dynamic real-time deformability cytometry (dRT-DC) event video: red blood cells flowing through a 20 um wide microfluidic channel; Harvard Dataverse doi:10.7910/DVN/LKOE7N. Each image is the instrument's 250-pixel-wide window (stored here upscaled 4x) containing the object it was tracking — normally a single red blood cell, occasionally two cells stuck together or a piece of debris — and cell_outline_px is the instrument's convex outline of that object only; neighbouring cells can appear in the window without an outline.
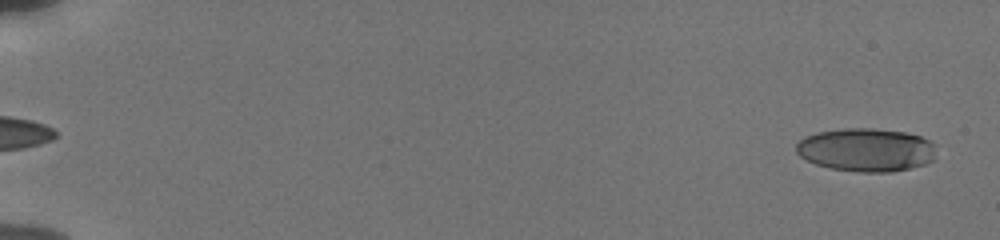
{"species": "human", "species_latin": "Homo sapiens", "temperature_condition": "cold", "stored_images_in_passage": 56, "camera_frame_rate_fps": 3000, "um_per_image_px": 0.085, "donor": {"sex": "male"}, "frame": {"image": 1, "passage_image": 3, "time_ms": 0.667, "image_size_px": [1000, 240], "cell_outline_px": [[936, 160], [924, 164], [892, 172], [860, 172], [832, 168], [816, 164], [800, 156], [796, 152], [796, 144], [804, 136], [816, 132], [844, 128], [872, 128], [904, 132], [920, 136], [936, 144]], "centroid_in_image_um": [73.65, 12.73], "position_along_channel_um": 11.3, "area_um2": 35.55}}
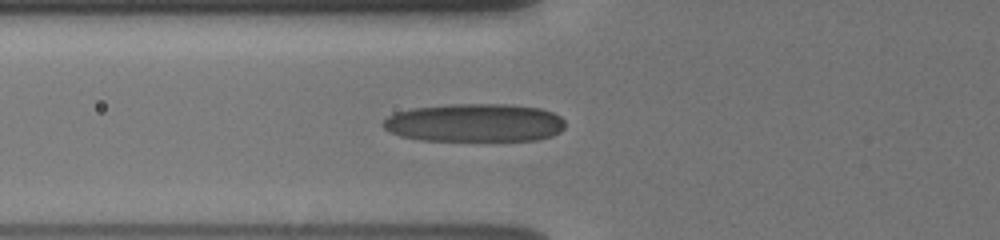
{"frame": {"image": 2, "passage_image": 23, "time_ms": 7.333, "image_size_px": [1000, 240], "cell_outline_px": [[564, 128], [560, 132], [552, 136], [536, 140], [420, 140], [400, 136], [384, 128], [380, 124], [388, 116], [396, 112], [412, 108], [448, 104], [512, 104], [540, 108], [552, 112], [560, 116], [564, 120]], "centroid_in_image_um": [40.35, 10.43], "position_along_channel_um": 85.4, "area_um2": 40.75}}
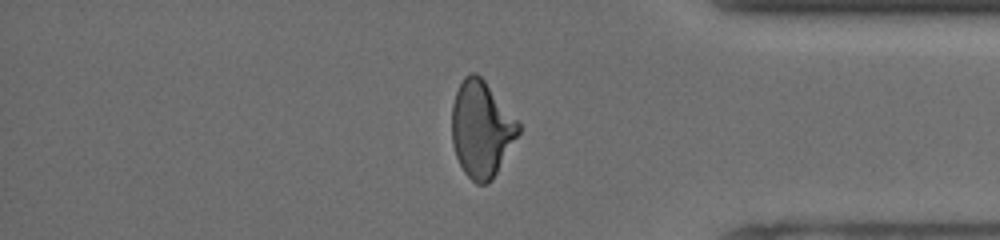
{"frame": {"image": 3, "passage_image": 48, "time_ms": 15.667, "image_size_px": [1000, 240], "cell_outline_px": [[520, 132], [492, 180], [488, 184], [476, 184], [464, 172], [456, 156], [452, 144], [452, 104], [456, 92], [464, 76], [472, 72], [476, 72], [484, 80], [520, 124]], "centroid_in_image_um": [40.9, 10.98], "position_along_channel_um": 394.3, "area_um2": 37.05}, "authors_computed_cell_mechanics": {"area_um2": 37.2232, "velocity_mm_per_s": 3.8644, "shape_relaxation_time_tau1_ms": 7.4979, "shape_relaxation_time_tau2_ms": 2.5955, "deformation_change_tau1": 0.2243, "deformation_change_tau2": 0.0947}}